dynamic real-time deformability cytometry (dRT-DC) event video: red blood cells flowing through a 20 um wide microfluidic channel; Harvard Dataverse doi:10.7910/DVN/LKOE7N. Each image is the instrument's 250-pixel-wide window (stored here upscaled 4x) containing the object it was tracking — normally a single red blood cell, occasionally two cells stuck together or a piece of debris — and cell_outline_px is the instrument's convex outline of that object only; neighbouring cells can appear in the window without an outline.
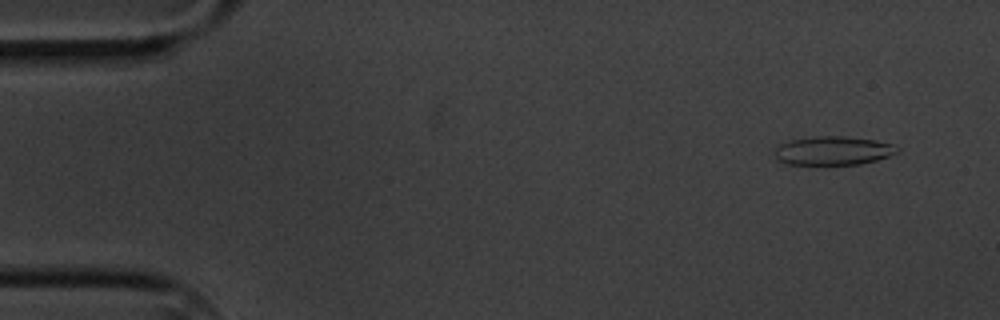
{"species": "common noctule bat (a hibernating species)", "species_latin": "Nyctalus noctula", "temperature_condition": "cold", "stored_images_in_passage": 6, "camera_frame_rate_fps": 3000, "um_per_image_px": 0.085, "animal": {"sex": "male", "body_mass_g": 20.1, "forearm_length_mm": 53.5}, "frame": {"image": 1, "passage_image": 2, "time_ms": 1.0, "image_size_px": [1000, 320], "cell_outline_px": [[900, 152], [876, 160], [860, 164], [788, 164], [780, 160], [776, 156], [776, 148], [780, 144], [788, 140], [816, 136], [848, 136], [876, 140], [892, 144], [900, 148]], "centroid_in_image_um": [70.86, 12.79], "position_along_channel_um": 14.1, "area_um2": 20.46}}
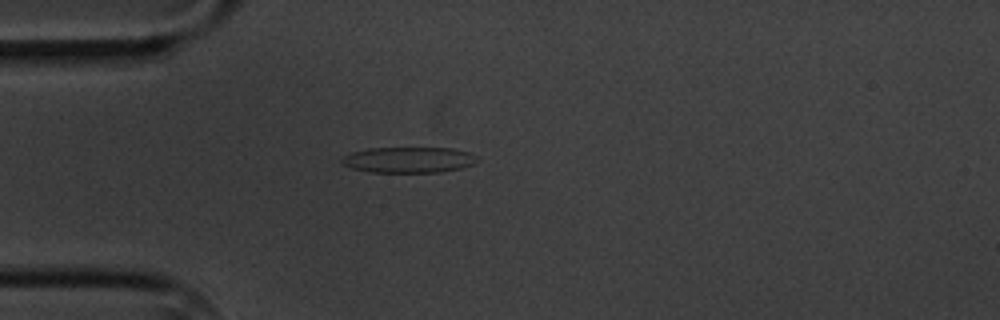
{"frame": {"image": 2, "passage_image": 5, "time_ms": 4.667, "image_size_px": [1000, 320], "cell_outline_px": [[480, 160], [472, 164], [460, 168], [440, 172], [368, 172], [352, 168], [344, 164], [340, 160], [344, 156], [352, 152], [368, 148], [452, 148], [468, 152], [480, 156]], "centroid_in_image_um": [34.77, 13.58], "position_along_channel_um": 50.2, "area_um2": 20.4}}